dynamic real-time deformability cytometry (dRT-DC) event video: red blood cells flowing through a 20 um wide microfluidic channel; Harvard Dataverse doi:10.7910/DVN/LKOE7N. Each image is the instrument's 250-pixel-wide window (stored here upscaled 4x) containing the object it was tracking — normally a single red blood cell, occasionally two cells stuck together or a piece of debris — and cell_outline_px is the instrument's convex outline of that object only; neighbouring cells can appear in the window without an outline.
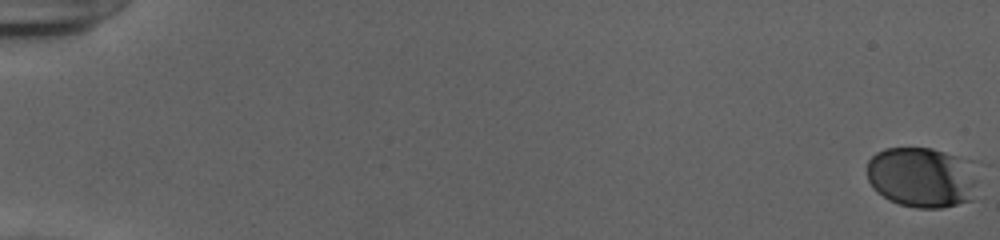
{"species": "human", "species_latin": "Homo sapiens", "temperature_condition": "cold", "stored_images_in_passage": 55, "camera_frame_rate_fps": 3000, "um_per_image_px": 0.085, "donor": {"sex": "female"}, "frame": {"image": 1, "passage_image": 1, "time_ms": 0.0, "image_size_px": [1000, 240], "cell_outline_px": [[976, 180], [972, 200], [940, 208], [916, 208], [900, 204], [888, 200], [876, 192], [872, 188], [868, 180], [868, 160], [876, 152], [884, 148], [932, 148], [956, 156]], "centroid_in_image_um": [78.23, 15.09], "position_along_channel_um": 6.8, "area_um2": 38.21}}
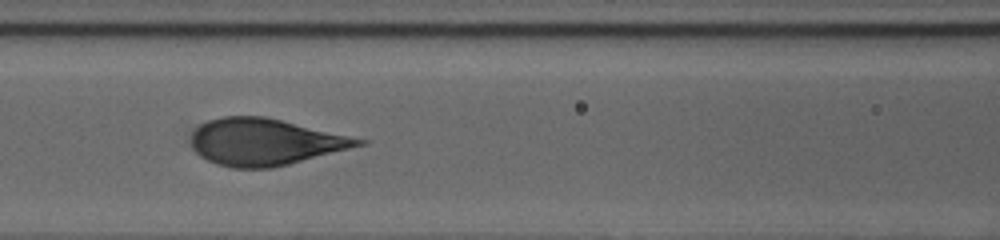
{"frame": {"image": 2, "passage_image": 27, "time_ms": 8.667, "image_size_px": [1000, 240], "cell_outline_px": [[368, 144], [272, 168], [232, 168], [216, 164], [200, 156], [192, 148], [192, 132], [200, 124], [208, 120], [224, 116], [264, 116], [368, 140]], "centroid_in_image_um": [22.51, 12.07], "position_along_channel_um": 144.1, "area_um2": 45.43}}
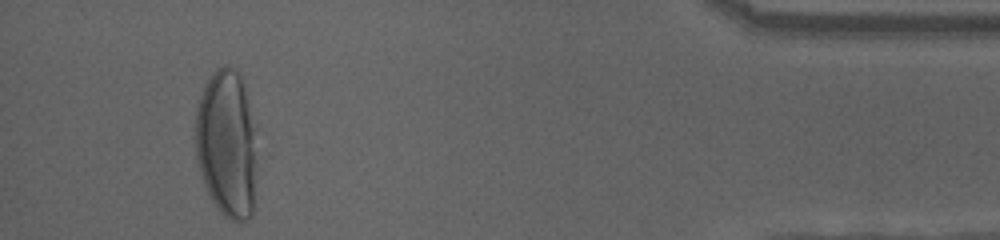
{"frame": {"image": 3, "passage_image": 52, "time_ms": 17.0, "image_size_px": [1000, 240], "cell_outline_px": [[256, 152], [252, 216], [248, 220], [240, 224], [236, 224], [224, 216], [216, 208], [200, 176], [196, 156], [196, 112], [204, 88], [212, 72], [216, 68], [224, 64], [228, 64], [236, 68], [240, 76], [244, 88], [252, 128]], "centroid_in_image_um": [19.25, 12.29], "position_along_channel_um": 415.9, "area_um2": 52.6}}